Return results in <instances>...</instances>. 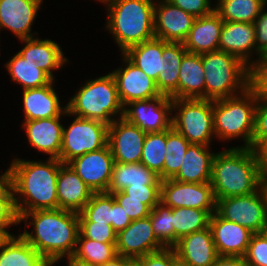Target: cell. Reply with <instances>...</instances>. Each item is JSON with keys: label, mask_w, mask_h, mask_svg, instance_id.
<instances>
[{"label": "cell", "mask_w": 267, "mask_h": 266, "mask_svg": "<svg viewBox=\"0 0 267 266\" xmlns=\"http://www.w3.org/2000/svg\"><path fill=\"white\" fill-rule=\"evenodd\" d=\"M30 219V223L28 222ZM33 226L32 232L19 233L51 265L74 254L79 235V215L63 209L24 212L19 223ZM29 223V224H27Z\"/></svg>", "instance_id": "obj_1"}, {"label": "cell", "mask_w": 267, "mask_h": 266, "mask_svg": "<svg viewBox=\"0 0 267 266\" xmlns=\"http://www.w3.org/2000/svg\"><path fill=\"white\" fill-rule=\"evenodd\" d=\"M61 164L59 159L49 157L46 162L12 160V188L18 216L35 210L58 209L56 186Z\"/></svg>", "instance_id": "obj_2"}, {"label": "cell", "mask_w": 267, "mask_h": 266, "mask_svg": "<svg viewBox=\"0 0 267 266\" xmlns=\"http://www.w3.org/2000/svg\"><path fill=\"white\" fill-rule=\"evenodd\" d=\"M263 167L262 152L253 148L230 147L217 152L210 180L216 201L258 191Z\"/></svg>", "instance_id": "obj_3"}, {"label": "cell", "mask_w": 267, "mask_h": 266, "mask_svg": "<svg viewBox=\"0 0 267 266\" xmlns=\"http://www.w3.org/2000/svg\"><path fill=\"white\" fill-rule=\"evenodd\" d=\"M154 0H115L107 6L105 29L111 33L121 53L155 38Z\"/></svg>", "instance_id": "obj_4"}, {"label": "cell", "mask_w": 267, "mask_h": 266, "mask_svg": "<svg viewBox=\"0 0 267 266\" xmlns=\"http://www.w3.org/2000/svg\"><path fill=\"white\" fill-rule=\"evenodd\" d=\"M66 105L68 115L71 117L97 120L107 125L124 115V107L119 99L117 84L111 72L96 79L87 80L76 94L71 96Z\"/></svg>", "instance_id": "obj_5"}, {"label": "cell", "mask_w": 267, "mask_h": 266, "mask_svg": "<svg viewBox=\"0 0 267 266\" xmlns=\"http://www.w3.org/2000/svg\"><path fill=\"white\" fill-rule=\"evenodd\" d=\"M257 97L248 87L243 93L213 101V128L217 139L240 137L243 145L252 148Z\"/></svg>", "instance_id": "obj_6"}, {"label": "cell", "mask_w": 267, "mask_h": 266, "mask_svg": "<svg viewBox=\"0 0 267 266\" xmlns=\"http://www.w3.org/2000/svg\"><path fill=\"white\" fill-rule=\"evenodd\" d=\"M202 64L206 100L237 96L249 87V67L232 54L222 50L203 53Z\"/></svg>", "instance_id": "obj_7"}, {"label": "cell", "mask_w": 267, "mask_h": 266, "mask_svg": "<svg viewBox=\"0 0 267 266\" xmlns=\"http://www.w3.org/2000/svg\"><path fill=\"white\" fill-rule=\"evenodd\" d=\"M172 127L190 144L210 146L215 136L213 101L206 99H172Z\"/></svg>", "instance_id": "obj_8"}, {"label": "cell", "mask_w": 267, "mask_h": 266, "mask_svg": "<svg viewBox=\"0 0 267 266\" xmlns=\"http://www.w3.org/2000/svg\"><path fill=\"white\" fill-rule=\"evenodd\" d=\"M108 125L97 120L74 117L69 127L62 130L59 160L68 163L85 153L100 150L107 145Z\"/></svg>", "instance_id": "obj_9"}, {"label": "cell", "mask_w": 267, "mask_h": 266, "mask_svg": "<svg viewBox=\"0 0 267 266\" xmlns=\"http://www.w3.org/2000/svg\"><path fill=\"white\" fill-rule=\"evenodd\" d=\"M216 212L254 234L263 233L267 224V200L262 188L248 195L218 199Z\"/></svg>", "instance_id": "obj_10"}, {"label": "cell", "mask_w": 267, "mask_h": 266, "mask_svg": "<svg viewBox=\"0 0 267 266\" xmlns=\"http://www.w3.org/2000/svg\"><path fill=\"white\" fill-rule=\"evenodd\" d=\"M160 202L171 208H195L216 212V198L210 182L184 183L173 179L162 180Z\"/></svg>", "instance_id": "obj_11"}, {"label": "cell", "mask_w": 267, "mask_h": 266, "mask_svg": "<svg viewBox=\"0 0 267 266\" xmlns=\"http://www.w3.org/2000/svg\"><path fill=\"white\" fill-rule=\"evenodd\" d=\"M172 112V99L161 95L128 103L124 107L123 117L144 132L153 133L172 127Z\"/></svg>", "instance_id": "obj_12"}, {"label": "cell", "mask_w": 267, "mask_h": 266, "mask_svg": "<svg viewBox=\"0 0 267 266\" xmlns=\"http://www.w3.org/2000/svg\"><path fill=\"white\" fill-rule=\"evenodd\" d=\"M114 163L108 144L100 150L85 153L68 162L93 193L107 192Z\"/></svg>", "instance_id": "obj_13"}, {"label": "cell", "mask_w": 267, "mask_h": 266, "mask_svg": "<svg viewBox=\"0 0 267 266\" xmlns=\"http://www.w3.org/2000/svg\"><path fill=\"white\" fill-rule=\"evenodd\" d=\"M146 134L124 117L116 119L108 125L107 144L114 161L120 163L140 162Z\"/></svg>", "instance_id": "obj_14"}, {"label": "cell", "mask_w": 267, "mask_h": 266, "mask_svg": "<svg viewBox=\"0 0 267 266\" xmlns=\"http://www.w3.org/2000/svg\"><path fill=\"white\" fill-rule=\"evenodd\" d=\"M121 55L125 67L120 66V68L112 71L111 74L115 78L118 96L123 107L133 101L161 96L155 80L134 65L123 53Z\"/></svg>", "instance_id": "obj_15"}, {"label": "cell", "mask_w": 267, "mask_h": 266, "mask_svg": "<svg viewBox=\"0 0 267 266\" xmlns=\"http://www.w3.org/2000/svg\"><path fill=\"white\" fill-rule=\"evenodd\" d=\"M166 248L155 236L150 217L133 220L117 234V255L137 259Z\"/></svg>", "instance_id": "obj_16"}, {"label": "cell", "mask_w": 267, "mask_h": 266, "mask_svg": "<svg viewBox=\"0 0 267 266\" xmlns=\"http://www.w3.org/2000/svg\"><path fill=\"white\" fill-rule=\"evenodd\" d=\"M195 19L193 15L167 0H155L153 17L155 38L166 42L183 43Z\"/></svg>", "instance_id": "obj_17"}, {"label": "cell", "mask_w": 267, "mask_h": 266, "mask_svg": "<svg viewBox=\"0 0 267 266\" xmlns=\"http://www.w3.org/2000/svg\"><path fill=\"white\" fill-rule=\"evenodd\" d=\"M209 227L219 256L244 257L253 232L222 218L217 212L211 215Z\"/></svg>", "instance_id": "obj_18"}, {"label": "cell", "mask_w": 267, "mask_h": 266, "mask_svg": "<svg viewBox=\"0 0 267 266\" xmlns=\"http://www.w3.org/2000/svg\"><path fill=\"white\" fill-rule=\"evenodd\" d=\"M43 0H0V30L9 29L21 39L33 38L31 32ZM34 34V35H33Z\"/></svg>", "instance_id": "obj_19"}, {"label": "cell", "mask_w": 267, "mask_h": 266, "mask_svg": "<svg viewBox=\"0 0 267 266\" xmlns=\"http://www.w3.org/2000/svg\"><path fill=\"white\" fill-rule=\"evenodd\" d=\"M219 50L234 55L250 67L255 62L253 51L257 55L254 23L224 21Z\"/></svg>", "instance_id": "obj_20"}, {"label": "cell", "mask_w": 267, "mask_h": 266, "mask_svg": "<svg viewBox=\"0 0 267 266\" xmlns=\"http://www.w3.org/2000/svg\"><path fill=\"white\" fill-rule=\"evenodd\" d=\"M173 248L178 261L189 266H212L219 256L210 227L183 236Z\"/></svg>", "instance_id": "obj_21"}, {"label": "cell", "mask_w": 267, "mask_h": 266, "mask_svg": "<svg viewBox=\"0 0 267 266\" xmlns=\"http://www.w3.org/2000/svg\"><path fill=\"white\" fill-rule=\"evenodd\" d=\"M61 116L24 121L22 127L30 146L49 155V158L59 159L62 145Z\"/></svg>", "instance_id": "obj_22"}, {"label": "cell", "mask_w": 267, "mask_h": 266, "mask_svg": "<svg viewBox=\"0 0 267 266\" xmlns=\"http://www.w3.org/2000/svg\"><path fill=\"white\" fill-rule=\"evenodd\" d=\"M56 192L58 208L76 213L83 210L94 194L68 163L59 168Z\"/></svg>", "instance_id": "obj_23"}, {"label": "cell", "mask_w": 267, "mask_h": 266, "mask_svg": "<svg viewBox=\"0 0 267 266\" xmlns=\"http://www.w3.org/2000/svg\"><path fill=\"white\" fill-rule=\"evenodd\" d=\"M53 80L50 84L39 88L23 90L24 121L42 118L67 116V105L61 106Z\"/></svg>", "instance_id": "obj_24"}, {"label": "cell", "mask_w": 267, "mask_h": 266, "mask_svg": "<svg viewBox=\"0 0 267 266\" xmlns=\"http://www.w3.org/2000/svg\"><path fill=\"white\" fill-rule=\"evenodd\" d=\"M224 21L213 11L196 18L186 40L183 42L187 52L203 54L219 50V41Z\"/></svg>", "instance_id": "obj_25"}, {"label": "cell", "mask_w": 267, "mask_h": 266, "mask_svg": "<svg viewBox=\"0 0 267 266\" xmlns=\"http://www.w3.org/2000/svg\"><path fill=\"white\" fill-rule=\"evenodd\" d=\"M210 146L190 144L182 157L181 166L173 180L184 183H207L211 180L212 163L215 153Z\"/></svg>", "instance_id": "obj_26"}, {"label": "cell", "mask_w": 267, "mask_h": 266, "mask_svg": "<svg viewBox=\"0 0 267 266\" xmlns=\"http://www.w3.org/2000/svg\"><path fill=\"white\" fill-rule=\"evenodd\" d=\"M26 45L18 52L25 59L34 61L39 69L46 72L53 80V70H60L68 59L59 44L51 39L27 38L21 39Z\"/></svg>", "instance_id": "obj_27"}, {"label": "cell", "mask_w": 267, "mask_h": 266, "mask_svg": "<svg viewBox=\"0 0 267 266\" xmlns=\"http://www.w3.org/2000/svg\"><path fill=\"white\" fill-rule=\"evenodd\" d=\"M178 99H205L202 54H184L179 70Z\"/></svg>", "instance_id": "obj_28"}, {"label": "cell", "mask_w": 267, "mask_h": 266, "mask_svg": "<svg viewBox=\"0 0 267 266\" xmlns=\"http://www.w3.org/2000/svg\"><path fill=\"white\" fill-rule=\"evenodd\" d=\"M161 183L162 180L159 175L148 169L141 162H115L106 193H117L129 186L161 185Z\"/></svg>", "instance_id": "obj_29"}, {"label": "cell", "mask_w": 267, "mask_h": 266, "mask_svg": "<svg viewBox=\"0 0 267 266\" xmlns=\"http://www.w3.org/2000/svg\"><path fill=\"white\" fill-rule=\"evenodd\" d=\"M187 52L181 42H166L163 40V54L165 59L163 72L155 81L161 95L178 99L179 70L184 54Z\"/></svg>", "instance_id": "obj_30"}, {"label": "cell", "mask_w": 267, "mask_h": 266, "mask_svg": "<svg viewBox=\"0 0 267 266\" xmlns=\"http://www.w3.org/2000/svg\"><path fill=\"white\" fill-rule=\"evenodd\" d=\"M0 266H51L20 234L0 244Z\"/></svg>", "instance_id": "obj_31"}, {"label": "cell", "mask_w": 267, "mask_h": 266, "mask_svg": "<svg viewBox=\"0 0 267 266\" xmlns=\"http://www.w3.org/2000/svg\"><path fill=\"white\" fill-rule=\"evenodd\" d=\"M134 65L153 80H157L165 67L163 40L153 38L128 48L123 53Z\"/></svg>", "instance_id": "obj_32"}, {"label": "cell", "mask_w": 267, "mask_h": 266, "mask_svg": "<svg viewBox=\"0 0 267 266\" xmlns=\"http://www.w3.org/2000/svg\"><path fill=\"white\" fill-rule=\"evenodd\" d=\"M5 65L11 81L21 84L23 90L43 87L53 81L34 61L25 59L18 52Z\"/></svg>", "instance_id": "obj_33"}, {"label": "cell", "mask_w": 267, "mask_h": 266, "mask_svg": "<svg viewBox=\"0 0 267 266\" xmlns=\"http://www.w3.org/2000/svg\"><path fill=\"white\" fill-rule=\"evenodd\" d=\"M214 11L227 22L254 23L267 7L265 0H217Z\"/></svg>", "instance_id": "obj_34"}, {"label": "cell", "mask_w": 267, "mask_h": 266, "mask_svg": "<svg viewBox=\"0 0 267 266\" xmlns=\"http://www.w3.org/2000/svg\"><path fill=\"white\" fill-rule=\"evenodd\" d=\"M175 245L186 235L209 227L211 214L207 210L195 208H172Z\"/></svg>", "instance_id": "obj_35"}, {"label": "cell", "mask_w": 267, "mask_h": 266, "mask_svg": "<svg viewBox=\"0 0 267 266\" xmlns=\"http://www.w3.org/2000/svg\"><path fill=\"white\" fill-rule=\"evenodd\" d=\"M73 256L93 265H100L117 256L116 243L94 241L79 232Z\"/></svg>", "instance_id": "obj_36"}, {"label": "cell", "mask_w": 267, "mask_h": 266, "mask_svg": "<svg viewBox=\"0 0 267 266\" xmlns=\"http://www.w3.org/2000/svg\"><path fill=\"white\" fill-rule=\"evenodd\" d=\"M166 156V130L147 133L140 162L154 171L163 180V166Z\"/></svg>", "instance_id": "obj_37"}, {"label": "cell", "mask_w": 267, "mask_h": 266, "mask_svg": "<svg viewBox=\"0 0 267 266\" xmlns=\"http://www.w3.org/2000/svg\"><path fill=\"white\" fill-rule=\"evenodd\" d=\"M156 238L166 247L175 246L173 211L162 202L157 203L149 215Z\"/></svg>", "instance_id": "obj_38"}, {"label": "cell", "mask_w": 267, "mask_h": 266, "mask_svg": "<svg viewBox=\"0 0 267 266\" xmlns=\"http://www.w3.org/2000/svg\"><path fill=\"white\" fill-rule=\"evenodd\" d=\"M112 205V194L94 193L83 210L78 213L79 222H97L112 225Z\"/></svg>", "instance_id": "obj_39"}, {"label": "cell", "mask_w": 267, "mask_h": 266, "mask_svg": "<svg viewBox=\"0 0 267 266\" xmlns=\"http://www.w3.org/2000/svg\"><path fill=\"white\" fill-rule=\"evenodd\" d=\"M249 88L257 99L267 100V53L255 59L249 67Z\"/></svg>", "instance_id": "obj_40"}, {"label": "cell", "mask_w": 267, "mask_h": 266, "mask_svg": "<svg viewBox=\"0 0 267 266\" xmlns=\"http://www.w3.org/2000/svg\"><path fill=\"white\" fill-rule=\"evenodd\" d=\"M267 146V100L257 99L252 148L262 151Z\"/></svg>", "instance_id": "obj_41"}, {"label": "cell", "mask_w": 267, "mask_h": 266, "mask_svg": "<svg viewBox=\"0 0 267 266\" xmlns=\"http://www.w3.org/2000/svg\"><path fill=\"white\" fill-rule=\"evenodd\" d=\"M79 232L88 239L102 243H117V233L112 225L97 222H79Z\"/></svg>", "instance_id": "obj_42"}, {"label": "cell", "mask_w": 267, "mask_h": 266, "mask_svg": "<svg viewBox=\"0 0 267 266\" xmlns=\"http://www.w3.org/2000/svg\"><path fill=\"white\" fill-rule=\"evenodd\" d=\"M244 258L249 266H267V235H252Z\"/></svg>", "instance_id": "obj_43"}, {"label": "cell", "mask_w": 267, "mask_h": 266, "mask_svg": "<svg viewBox=\"0 0 267 266\" xmlns=\"http://www.w3.org/2000/svg\"><path fill=\"white\" fill-rule=\"evenodd\" d=\"M123 192L126 199L144 200L151 209L160 202L161 185L129 186Z\"/></svg>", "instance_id": "obj_44"}, {"label": "cell", "mask_w": 267, "mask_h": 266, "mask_svg": "<svg viewBox=\"0 0 267 266\" xmlns=\"http://www.w3.org/2000/svg\"><path fill=\"white\" fill-rule=\"evenodd\" d=\"M112 195L132 221L146 218L151 213L152 209L144 204V200L126 199V194L123 191L112 193Z\"/></svg>", "instance_id": "obj_45"}, {"label": "cell", "mask_w": 267, "mask_h": 266, "mask_svg": "<svg viewBox=\"0 0 267 266\" xmlns=\"http://www.w3.org/2000/svg\"><path fill=\"white\" fill-rule=\"evenodd\" d=\"M139 266H177L178 257L174 248H164L134 260Z\"/></svg>", "instance_id": "obj_46"}, {"label": "cell", "mask_w": 267, "mask_h": 266, "mask_svg": "<svg viewBox=\"0 0 267 266\" xmlns=\"http://www.w3.org/2000/svg\"><path fill=\"white\" fill-rule=\"evenodd\" d=\"M16 224L20 223L14 197H0V228L10 236L12 234L6 229Z\"/></svg>", "instance_id": "obj_47"}, {"label": "cell", "mask_w": 267, "mask_h": 266, "mask_svg": "<svg viewBox=\"0 0 267 266\" xmlns=\"http://www.w3.org/2000/svg\"><path fill=\"white\" fill-rule=\"evenodd\" d=\"M195 18L206 16L214 11L211 0H167Z\"/></svg>", "instance_id": "obj_48"}, {"label": "cell", "mask_w": 267, "mask_h": 266, "mask_svg": "<svg viewBox=\"0 0 267 266\" xmlns=\"http://www.w3.org/2000/svg\"><path fill=\"white\" fill-rule=\"evenodd\" d=\"M190 143L173 127L166 130V154L185 155Z\"/></svg>", "instance_id": "obj_49"}, {"label": "cell", "mask_w": 267, "mask_h": 266, "mask_svg": "<svg viewBox=\"0 0 267 266\" xmlns=\"http://www.w3.org/2000/svg\"><path fill=\"white\" fill-rule=\"evenodd\" d=\"M264 8L254 22L257 58L267 53V11Z\"/></svg>", "instance_id": "obj_50"}, {"label": "cell", "mask_w": 267, "mask_h": 266, "mask_svg": "<svg viewBox=\"0 0 267 266\" xmlns=\"http://www.w3.org/2000/svg\"><path fill=\"white\" fill-rule=\"evenodd\" d=\"M132 220L125 213L123 207L114 199L112 205V227L113 230L118 234L124 230Z\"/></svg>", "instance_id": "obj_51"}, {"label": "cell", "mask_w": 267, "mask_h": 266, "mask_svg": "<svg viewBox=\"0 0 267 266\" xmlns=\"http://www.w3.org/2000/svg\"><path fill=\"white\" fill-rule=\"evenodd\" d=\"M184 155L166 154L163 166V180L172 179L181 166V160Z\"/></svg>", "instance_id": "obj_52"}, {"label": "cell", "mask_w": 267, "mask_h": 266, "mask_svg": "<svg viewBox=\"0 0 267 266\" xmlns=\"http://www.w3.org/2000/svg\"><path fill=\"white\" fill-rule=\"evenodd\" d=\"M0 197H14L11 165L0 175Z\"/></svg>", "instance_id": "obj_53"}, {"label": "cell", "mask_w": 267, "mask_h": 266, "mask_svg": "<svg viewBox=\"0 0 267 266\" xmlns=\"http://www.w3.org/2000/svg\"><path fill=\"white\" fill-rule=\"evenodd\" d=\"M212 266H249L241 256H218Z\"/></svg>", "instance_id": "obj_54"}, {"label": "cell", "mask_w": 267, "mask_h": 266, "mask_svg": "<svg viewBox=\"0 0 267 266\" xmlns=\"http://www.w3.org/2000/svg\"><path fill=\"white\" fill-rule=\"evenodd\" d=\"M134 262V259L117 255L112 260L97 266H131Z\"/></svg>", "instance_id": "obj_55"}, {"label": "cell", "mask_w": 267, "mask_h": 266, "mask_svg": "<svg viewBox=\"0 0 267 266\" xmlns=\"http://www.w3.org/2000/svg\"><path fill=\"white\" fill-rule=\"evenodd\" d=\"M66 259L68 260V266H97V265H93L91 263L82 261L76 257H74L73 255L71 256H67Z\"/></svg>", "instance_id": "obj_56"}, {"label": "cell", "mask_w": 267, "mask_h": 266, "mask_svg": "<svg viewBox=\"0 0 267 266\" xmlns=\"http://www.w3.org/2000/svg\"><path fill=\"white\" fill-rule=\"evenodd\" d=\"M261 188L267 200V167L265 166L263 167V170L261 172Z\"/></svg>", "instance_id": "obj_57"}, {"label": "cell", "mask_w": 267, "mask_h": 266, "mask_svg": "<svg viewBox=\"0 0 267 266\" xmlns=\"http://www.w3.org/2000/svg\"><path fill=\"white\" fill-rule=\"evenodd\" d=\"M261 152L263 156L264 166L267 167V146Z\"/></svg>", "instance_id": "obj_58"}, {"label": "cell", "mask_w": 267, "mask_h": 266, "mask_svg": "<svg viewBox=\"0 0 267 266\" xmlns=\"http://www.w3.org/2000/svg\"><path fill=\"white\" fill-rule=\"evenodd\" d=\"M8 237V235L0 228V244Z\"/></svg>", "instance_id": "obj_59"}, {"label": "cell", "mask_w": 267, "mask_h": 266, "mask_svg": "<svg viewBox=\"0 0 267 266\" xmlns=\"http://www.w3.org/2000/svg\"><path fill=\"white\" fill-rule=\"evenodd\" d=\"M96 1L102 2V3L106 4L105 6H107L111 3H113L115 0H96Z\"/></svg>", "instance_id": "obj_60"}, {"label": "cell", "mask_w": 267, "mask_h": 266, "mask_svg": "<svg viewBox=\"0 0 267 266\" xmlns=\"http://www.w3.org/2000/svg\"><path fill=\"white\" fill-rule=\"evenodd\" d=\"M177 266H189V265H186V264H184V263L178 261Z\"/></svg>", "instance_id": "obj_61"}, {"label": "cell", "mask_w": 267, "mask_h": 266, "mask_svg": "<svg viewBox=\"0 0 267 266\" xmlns=\"http://www.w3.org/2000/svg\"><path fill=\"white\" fill-rule=\"evenodd\" d=\"M264 233L267 235V224H266V226H265Z\"/></svg>", "instance_id": "obj_62"}, {"label": "cell", "mask_w": 267, "mask_h": 266, "mask_svg": "<svg viewBox=\"0 0 267 266\" xmlns=\"http://www.w3.org/2000/svg\"><path fill=\"white\" fill-rule=\"evenodd\" d=\"M131 266H139L136 262H134Z\"/></svg>", "instance_id": "obj_63"}]
</instances>
